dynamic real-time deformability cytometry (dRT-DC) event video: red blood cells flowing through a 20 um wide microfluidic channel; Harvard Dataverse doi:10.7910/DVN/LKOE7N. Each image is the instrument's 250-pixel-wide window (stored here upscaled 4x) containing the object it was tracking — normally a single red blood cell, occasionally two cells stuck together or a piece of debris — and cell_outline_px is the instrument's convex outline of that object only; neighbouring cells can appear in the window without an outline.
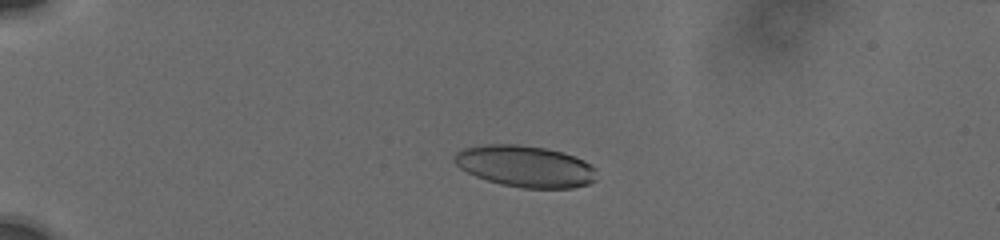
{"species": "human", "species_latin": "Homo sapiens", "temperature_condition": "cold", "stored_images_in_passage": 57, "camera_frame_rate_fps": 3000, "um_per_image_px": 0.085, "donor": {"sex": "male"}, "frame": {"image": 1, "passage_image": 10, "time_ms": 4.0, "image_size_px": [1000, 240], "cell_outline_px": [[596, 180], [588, 184], [572, 188], [524, 188], [500, 184], [476, 176], [460, 168], [452, 160], [456, 152], [464, 148], [484, 144], [516, 144], [544, 148], [564, 152], [584, 160], [596, 168]], "centroid_in_image_um": [44.66, 14.13], "position_along_channel_um": 40.3, "area_um2": 34.51}}
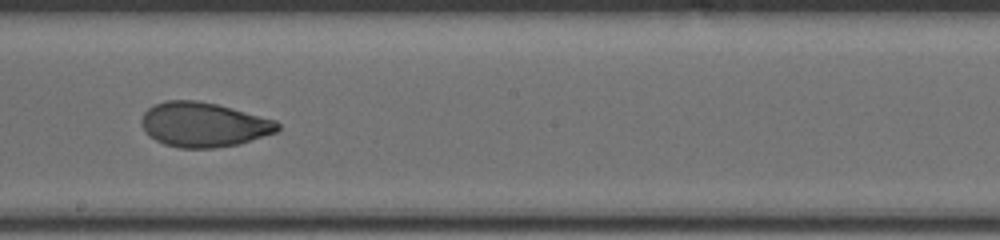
{"frame": {"image": 2, "passage_image": 33, "time_ms": 10.667, "image_size_px": [1000, 240], "cell_outline_px": [[280, 128], [276, 132], [240, 144], [216, 148], [180, 148], [164, 144], [148, 136], [140, 124], [140, 120], [144, 112], [148, 108], [164, 100], [196, 100], [216, 104], [232, 108], [276, 120], [280, 124]], "centroid_in_image_um": [17.29, 10.6], "position_along_channel_um": 230.9, "area_um2": 35.6}}
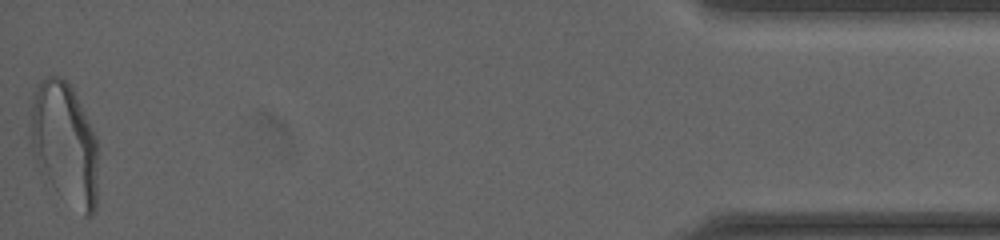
{"frame": {"image": 3, "passage_image": 57, "time_ms": 18.0, "image_size_px": [1000, 240], "cell_outline_px": [[96, 212], [92, 216], [84, 216], [40, 172], [32, 148], [32, 92], [48, 76], [60, 76], [72, 88], [96, 136]], "centroid_in_image_um": [5.51, 12.19], "position_along_channel_um": 429.7, "area_um2": 46.76}, "authors_computed_cell_mechanics": {"area_um2": 35.258, "velocity_mm_per_s": 3.7482, "shape_relaxation_time_tau1_ms": 5.5697, "shape_relaxation_time_tau2_ms": 0.742, "deformation_change_tau1": 0.1575, "deformation_change_tau2": 0.0463}}